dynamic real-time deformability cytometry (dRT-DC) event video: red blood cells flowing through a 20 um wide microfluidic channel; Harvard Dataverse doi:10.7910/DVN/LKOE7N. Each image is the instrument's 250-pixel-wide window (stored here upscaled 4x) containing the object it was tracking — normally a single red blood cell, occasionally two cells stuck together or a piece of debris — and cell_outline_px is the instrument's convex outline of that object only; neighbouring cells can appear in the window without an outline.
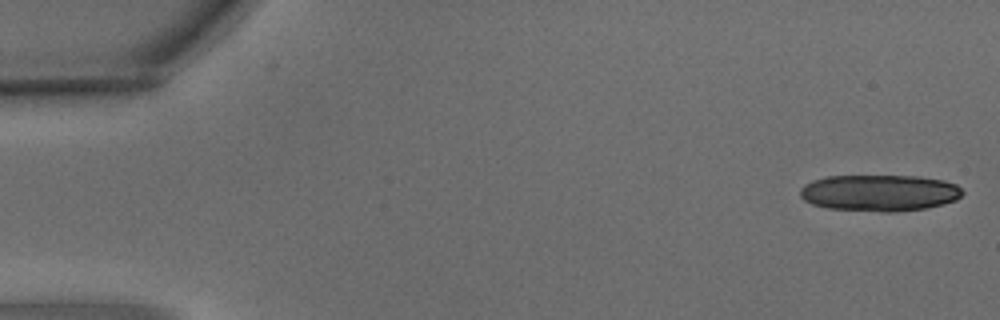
{"species": "common noctule bat (a hibernating species)", "species_latin": "Nyctalus noctula", "temperature_condition": "warm", "stored_images_in_passage": 5, "camera_frame_rate_fps": 3000, "um_per_image_px": 0.085, "animal": {"sex": "male", "body_mass_g": 15.6}, "frame": {"image": 1, "passage_image": 1, "time_ms": 0.0, "image_size_px": [1000, 320], "cell_outline_px": [[964, 192], [956, 200], [924, 208], [896, 212], [884, 212], [828, 208], [812, 204], [804, 200], [800, 196], [800, 188], [804, 184], [812, 180], [828, 176], [920, 176], [944, 180], [956, 184]], "centroid_in_image_um": [74.74, 16.39], "position_along_channel_um": 10.3, "area_um2": 34.56}}